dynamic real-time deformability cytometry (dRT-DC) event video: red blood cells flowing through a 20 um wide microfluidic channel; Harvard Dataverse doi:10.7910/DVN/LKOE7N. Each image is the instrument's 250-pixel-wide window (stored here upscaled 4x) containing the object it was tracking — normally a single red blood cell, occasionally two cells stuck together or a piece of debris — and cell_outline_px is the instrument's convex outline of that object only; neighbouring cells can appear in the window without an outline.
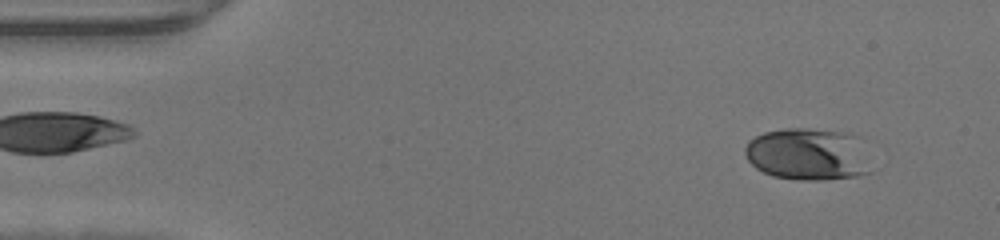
{"species": "human", "species_latin": "Homo sapiens", "temperature_condition": "warm", "stored_images_in_passage": 45, "camera_frame_rate_fps": 3000, "um_per_image_px": 0.085, "donor": {"sex": "male"}, "frame": {"image": 1, "passage_image": 3, "time_ms": 0.667, "image_size_px": [1000, 240], "cell_outline_px": [[876, 168], [872, 172], [856, 176], [824, 180], [796, 180], [772, 176], [756, 168], [748, 160], [744, 152], [744, 148], [748, 140], [764, 132], [788, 128], [804, 128], [844, 132], [860, 136]], "centroid_in_image_um": [68.78, 13.12], "position_along_channel_um": 16.2, "area_um2": 39.48}}
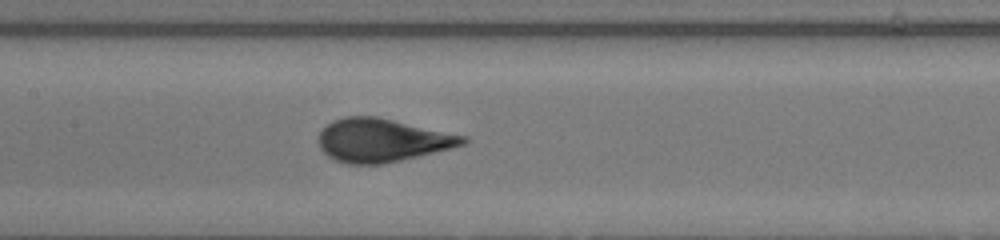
{"frame": {"image": 2, "passage_image": 21, "time_ms": 6.667, "image_size_px": [1000, 240], "cell_outline_px": [[468, 140], [464, 144], [452, 148], [384, 164], [348, 164], [336, 160], [328, 156], [320, 148], [320, 132], [332, 120], [344, 116], [376, 116], [468, 136]], "centroid_in_image_um": [32.5, 11.92], "position_along_channel_um": 174.9, "area_um2": 36.3}}
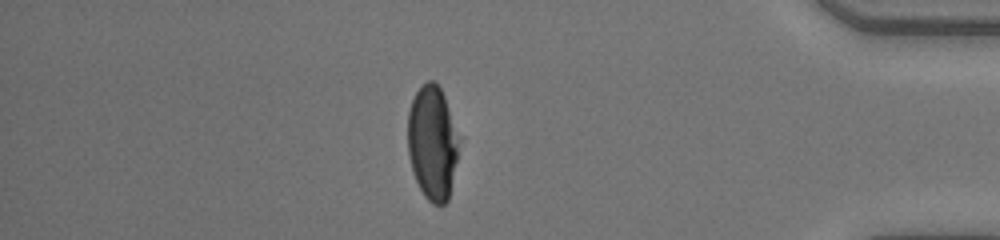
{"frame": {"image": 3, "passage_image": 39, "time_ms": 12.667, "image_size_px": [1000, 240], "cell_outline_px": [[464, 136], [448, 200], [444, 204], [432, 204], [424, 196], [416, 180], [412, 168], [408, 152], [408, 112], [412, 100], [416, 92], [428, 80], [432, 80], [440, 88]], "centroid_in_image_um": [36.84, 12.13], "position_along_channel_um": 398.4, "area_um2": 35.14}}